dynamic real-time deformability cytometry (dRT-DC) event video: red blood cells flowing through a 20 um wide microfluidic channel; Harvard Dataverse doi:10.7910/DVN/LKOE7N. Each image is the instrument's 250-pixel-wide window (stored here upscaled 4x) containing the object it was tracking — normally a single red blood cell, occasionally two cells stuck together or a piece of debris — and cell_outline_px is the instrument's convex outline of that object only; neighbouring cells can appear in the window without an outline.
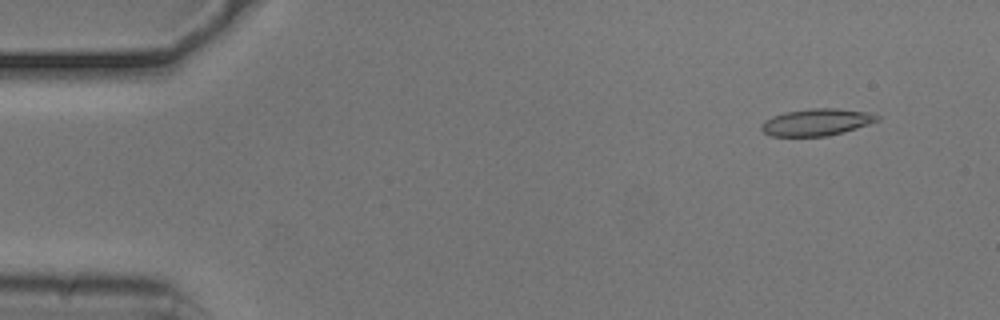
{"species": "common noctule bat (a hibernating species)", "species_latin": "Nyctalus noctula", "temperature_condition": "cold", "stored_images_in_passage": 41, "camera_frame_rate_fps": 3000, "um_per_image_px": 0.085, "animal": {"sex": "male", "body_mass_g": 20.5, "forearm_length_mm": 52.5}, "frame": {"image": 1, "passage_image": 5, "time_ms": 1.333, "image_size_px": [1000, 320], "cell_outline_px": [[880, 120], [856, 128], [828, 136], [772, 136], [764, 132], [760, 128], [760, 124], [764, 120], [772, 116], [784, 112], [812, 108], [836, 108], [868, 112], [880, 116]], "centroid_in_image_um": [69.39, 10.38], "position_along_channel_um": 15.6, "area_um2": 18.21}}
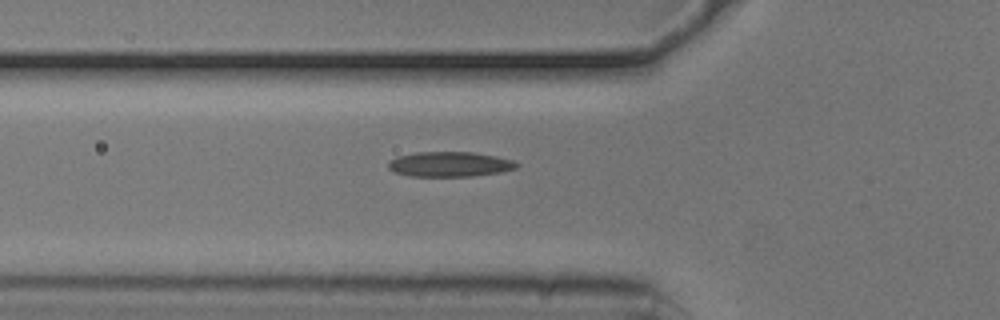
{"frame": {"image": 2, "passage_image": 19, "time_ms": 6.0, "image_size_px": [1000, 320], "cell_outline_px": [[520, 164], [516, 168], [500, 172], [472, 176], [412, 176], [392, 172], [388, 168], [388, 160], [396, 156], [416, 152], [472, 152], [496, 156], [512, 160]], "centroid_in_image_um": [38.18, 13.95], "position_along_channel_um": 87.6, "area_um2": 18.79}}
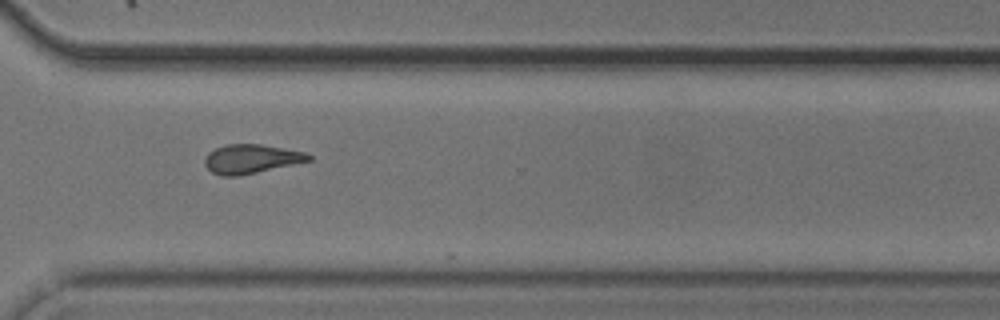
{"frame": {"image": 3, "passage_image": 40, "time_ms": 13.0, "image_size_px": [1000, 320], "cell_outline_px": [[312, 160], [256, 172], [236, 176], [220, 176], [212, 172], [204, 164], [204, 160], [208, 152], [224, 144], [260, 144], [284, 148], [304, 152], [312, 156]], "centroid_in_image_um": [21.32, 13.5], "position_along_channel_um": 349.3, "area_um2": 17.46}}